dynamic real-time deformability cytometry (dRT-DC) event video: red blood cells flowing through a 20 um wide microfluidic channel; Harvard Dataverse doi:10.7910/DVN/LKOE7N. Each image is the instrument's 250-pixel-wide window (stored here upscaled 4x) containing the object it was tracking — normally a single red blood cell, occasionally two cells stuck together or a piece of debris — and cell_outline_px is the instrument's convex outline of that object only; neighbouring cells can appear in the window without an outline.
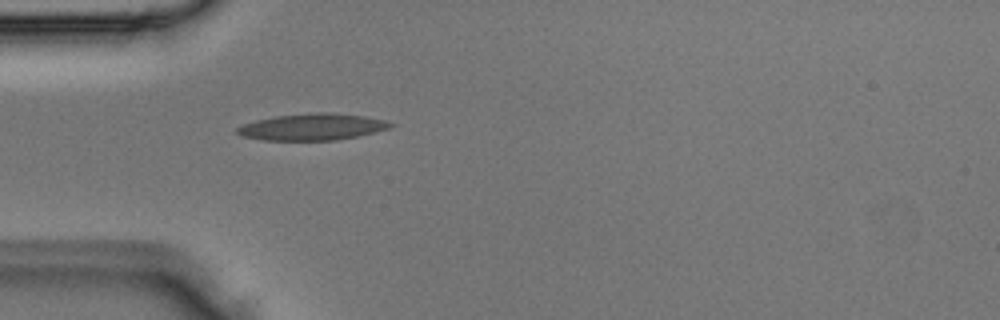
{"species": "Egyptian fruit bat (a non-hibernating species)", "species_latin": "Rousettus aegyptiacus", "temperature_condition": "room temperature", "stored_images_in_passage": 1, "camera_frame_rate_fps": 3000, "um_per_image_px": 0.085, "animal": {"sex": "male"}, "frame": {"image": 1, "passage_image": 1, "time_ms": 0.0, "image_size_px": [1000, 320], "cell_outline_px": [[396, 124], [388, 128], [356, 136], [336, 140], [264, 140], [240, 136], [236, 132], [236, 128], [244, 124], [256, 120], [276, 116], [308, 112], [332, 112], [364, 116], [384, 120]], "centroid_in_image_um": [26.51, 10.78], "position_along_channel_um": 58.5, "area_um2": 23.7}}